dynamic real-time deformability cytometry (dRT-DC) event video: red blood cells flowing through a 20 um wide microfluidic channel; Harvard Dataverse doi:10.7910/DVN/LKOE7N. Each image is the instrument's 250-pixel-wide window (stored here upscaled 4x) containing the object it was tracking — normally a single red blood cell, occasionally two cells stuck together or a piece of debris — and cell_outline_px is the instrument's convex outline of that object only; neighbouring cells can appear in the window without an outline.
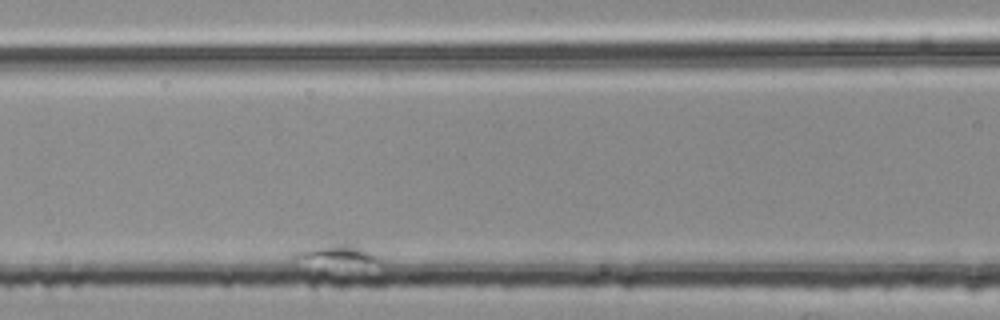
{"species": "common noctule bat (a hibernating species)", "species_latin": "Nyctalus noctula", "temperature_condition": "room temperature", "stored_images_in_passage": 10, "segment_of_instrument_passage": [2, 2], "camera_frame_rate_fps": 3000, "um_per_image_px": 0.085, "animal": {"sex": "female", "body_mass_g": 25.1}, "frame": {"image": 1, "passage_image": 7, "time_ms": 2.0, "image_size_px": [1000, 320], "cell_outline_px": [[380, 264], [348, 284], [332, 280], [308, 272], [292, 260], [292, 256], [308, 248], [320, 244], [356, 244], [380, 256]], "centroid_in_image_um": [28.69, 22.22], "position_along_channel_um": 137.9, "area_um2": 17.28}}